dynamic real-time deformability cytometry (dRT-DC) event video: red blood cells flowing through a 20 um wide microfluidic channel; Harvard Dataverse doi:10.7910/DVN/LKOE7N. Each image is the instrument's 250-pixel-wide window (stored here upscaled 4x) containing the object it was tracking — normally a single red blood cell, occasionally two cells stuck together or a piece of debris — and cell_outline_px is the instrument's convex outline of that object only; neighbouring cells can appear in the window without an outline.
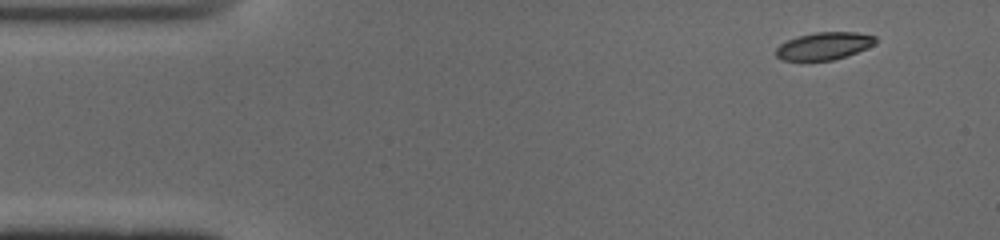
{"species": "common noctule bat (a hibernating species)", "species_latin": "Nyctalus noctula", "temperature_condition": "cold", "stored_images_in_passage": 44, "camera_frame_rate_fps": 3000, "um_per_image_px": 0.085, "animal": {"sex": "male", "body_mass_g": 19.0, "forearm_length_mm": 50.8}, "frame": {"image": 1, "passage_image": 1, "time_ms": 0.0, "image_size_px": [1000, 240], "cell_outline_px": [[872, 40], [868, 44], [852, 52], [840, 56], [824, 60], [792, 60], [780, 56], [780, 48], [784, 44], [792, 40], [804, 36], [836, 32], [872, 36]], "centroid_in_image_um": [69.99, 3.92], "position_along_channel_um": 15.0, "area_um2": 13.29}}
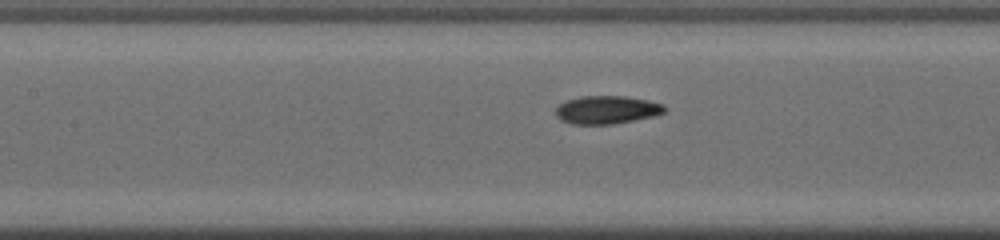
{"frame": {"image": 2, "passage_image": 19, "time_ms": 6.0, "image_size_px": [1000, 240], "cell_outline_px": [[660, 112], [620, 120], [572, 120], [564, 116], [560, 112], [560, 108], [564, 104], [576, 100], [636, 100], [656, 104], [660, 108]], "centroid_in_image_um": [51.62, 9.32], "position_along_channel_um": 155.8, "area_um2": 12.2}}
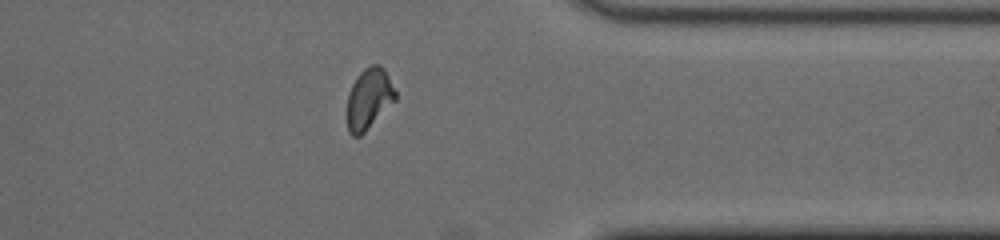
{"frame": {"image": 3, "passage_image": 37, "time_ms": 12.0, "image_size_px": [1000, 240], "cell_outline_px": [[396, 96], [356, 136], [352, 132], [348, 124], [348, 100], [352, 88], [356, 80], [368, 68], [380, 68], [396, 92]], "centroid_in_image_um": [31.32, 8.38], "position_along_channel_um": 380.1, "area_um2": 14.39}, "authors_computed_cell_mechanics": {"area_um2": 13.0628, "velocity_mm_per_s": 3.929, "shape_relaxation_time_tau1_ms": null, "shape_relaxation_time_tau2_ms": 2.45, "deformation_change_tau1": null, "deformation_change_tau2": 0.0716}}